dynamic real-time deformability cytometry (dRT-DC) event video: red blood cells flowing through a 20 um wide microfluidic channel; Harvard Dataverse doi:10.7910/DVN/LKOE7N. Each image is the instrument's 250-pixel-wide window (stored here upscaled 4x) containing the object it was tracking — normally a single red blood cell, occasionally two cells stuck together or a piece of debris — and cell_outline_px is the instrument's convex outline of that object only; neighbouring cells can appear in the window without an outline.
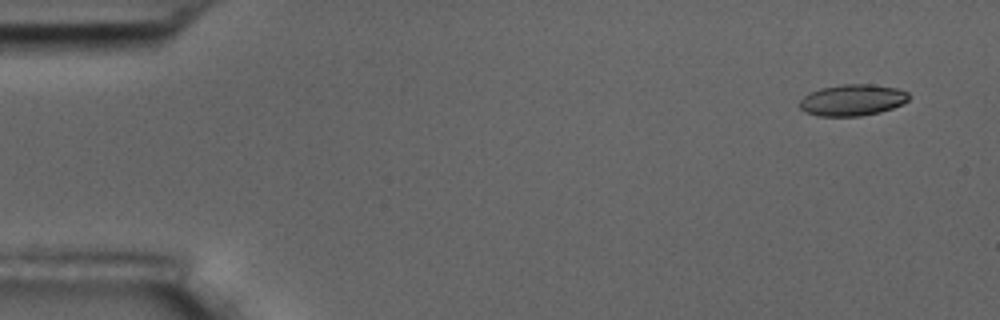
{"species": "common noctule bat (a hibernating species)", "species_latin": "Nyctalus noctula", "temperature_condition": "room temperature", "stored_images_in_passage": 6, "camera_frame_rate_fps": 3000, "um_per_image_px": 0.085, "animal": {"sex": "male", "body_mass_g": 17.5, "forearm_length_mm": 52.3}, "frame": {"image": 1, "passage_image": 1, "time_ms": 0.0, "image_size_px": [1000, 320], "cell_outline_px": [[908, 100], [892, 108], [880, 112], [860, 116], [820, 116], [808, 112], [800, 108], [800, 100], [804, 96], [820, 88], [844, 84], [872, 84], [896, 88], [908, 92]], "centroid_in_image_um": [72.46, 8.5], "position_along_channel_um": 12.5, "area_um2": 19.71}}
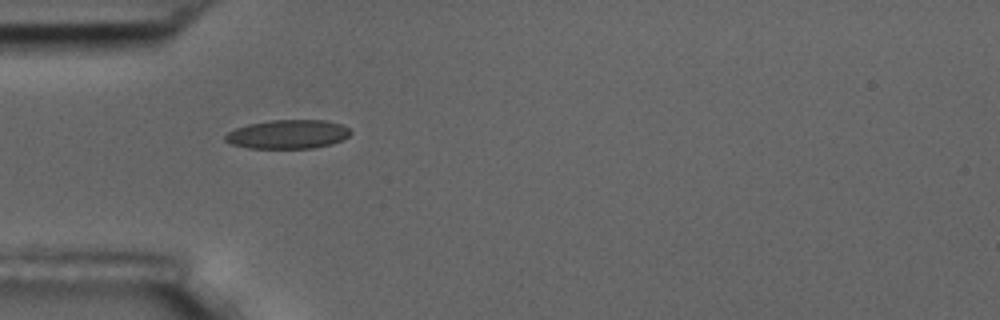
{"frame": {"image": 2, "passage_image": 5, "time_ms": 4.667, "image_size_px": [1000, 320], "cell_outline_px": [[352, 132], [348, 136], [332, 144], [312, 148], [248, 148], [232, 144], [224, 140], [224, 136], [228, 132], [236, 128], [248, 124], [272, 120], [328, 120], [340, 124], [348, 128]], "centroid_in_image_um": [24.46, 11.41], "position_along_channel_um": 60.5, "area_um2": 21.04}}